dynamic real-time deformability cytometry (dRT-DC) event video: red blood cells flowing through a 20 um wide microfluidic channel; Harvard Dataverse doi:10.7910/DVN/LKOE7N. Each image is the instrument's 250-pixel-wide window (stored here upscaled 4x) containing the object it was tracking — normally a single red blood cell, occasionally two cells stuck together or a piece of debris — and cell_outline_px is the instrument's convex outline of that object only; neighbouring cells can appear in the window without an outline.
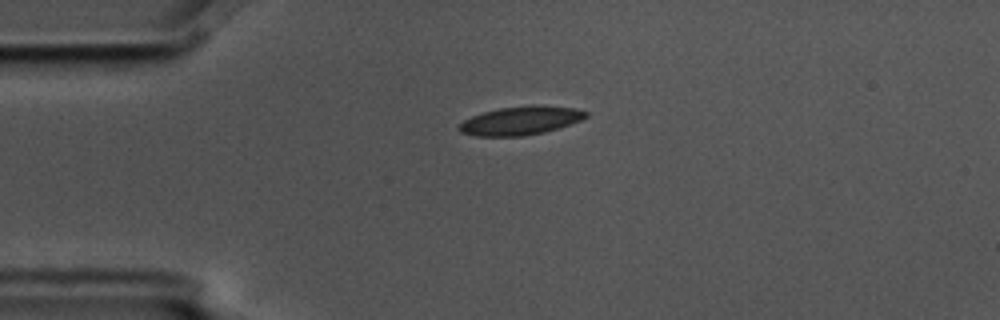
{"species": "common noctule bat (a hibernating species)", "species_latin": "Nyctalus noctula", "temperature_condition": "cold", "stored_images_in_passage": 4, "camera_frame_rate_fps": 3000, "um_per_image_px": 0.085, "animal": {"sex": "male", "body_mass_g": 17.5, "forearm_length_mm": 52.3}, "frame": {"image": 1, "passage_image": 1, "time_ms": 0.0, "image_size_px": [1000, 320], "cell_outline_px": [[588, 116], [580, 120], [544, 132], [524, 136], [476, 136], [460, 132], [456, 128], [464, 120], [472, 116], [484, 112], [500, 108], [532, 104], [540, 104], [576, 108], [588, 112]], "centroid_in_image_um": [44.25, 10.24], "position_along_channel_um": 40.8, "area_um2": 21.15}}
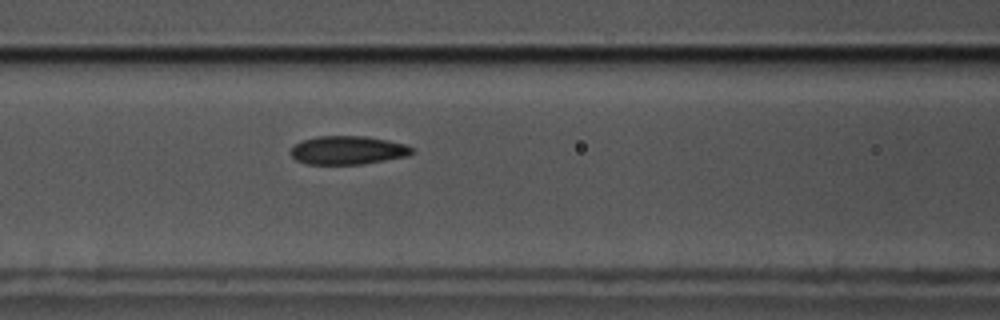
{"frame": {"image": 2, "passage_image": 4, "time_ms": 1.0, "image_size_px": [1000, 320], "cell_outline_px": [[416, 152], [408, 156], [364, 164], [308, 164], [296, 160], [292, 156], [292, 148], [296, 144], [304, 140], [316, 136], [368, 136], [408, 144]], "centroid_in_image_um": [29.64, 12.76], "position_along_channel_um": 137.0, "area_um2": 20.23}}